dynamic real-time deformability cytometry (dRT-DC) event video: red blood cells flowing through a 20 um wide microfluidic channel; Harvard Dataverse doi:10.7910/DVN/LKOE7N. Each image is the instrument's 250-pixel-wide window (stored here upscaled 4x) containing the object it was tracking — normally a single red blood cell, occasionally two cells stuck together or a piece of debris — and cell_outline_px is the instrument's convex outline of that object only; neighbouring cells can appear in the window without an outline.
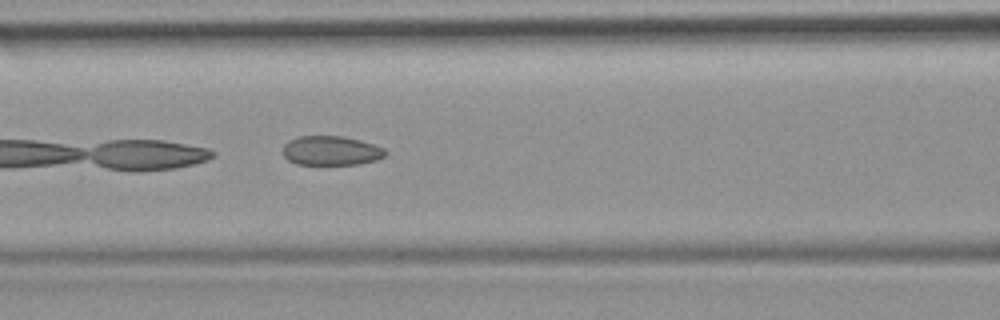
{"species": "common noctule bat (a hibernating species)", "species_latin": "Nyctalus noctula", "temperature_condition": "room temperature", "stored_images_in_passage": 6, "camera_frame_rate_fps": 3000, "um_per_image_px": 0.085, "animal": {"sex": "female", "body_mass_g": 19.9}, "frame": {"image": 1, "passage_image": 6, "time_ms": 5.667, "image_size_px": [1000, 320], "cell_outline_px": [[388, 152], [384, 156], [376, 160], [360, 164], [296, 164], [288, 160], [280, 152], [284, 144], [288, 140], [296, 136], [344, 136], [360, 140], [384, 148]], "centroid_in_image_um": [28.1, 12.8], "position_along_channel_um": 138.5, "area_um2": 17.74}}